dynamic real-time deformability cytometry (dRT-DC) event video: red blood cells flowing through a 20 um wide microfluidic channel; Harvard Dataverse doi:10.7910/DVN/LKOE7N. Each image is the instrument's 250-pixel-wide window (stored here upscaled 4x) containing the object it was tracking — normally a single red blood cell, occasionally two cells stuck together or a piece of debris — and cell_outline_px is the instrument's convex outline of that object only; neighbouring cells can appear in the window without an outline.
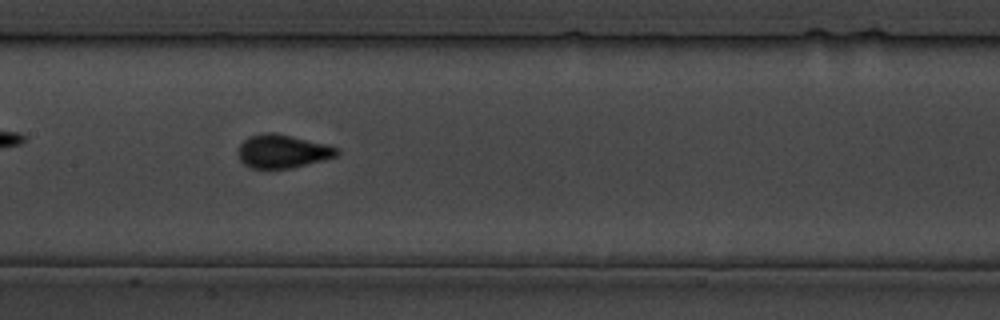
{"species": "common noctule bat (a hibernating species)", "species_latin": "Nyctalus noctula", "temperature_condition": "cold", "stored_images_in_passage": 26, "camera_frame_rate_fps": 3000, "um_per_image_px": 0.085, "animal": {"sex": "male", "body_mass_g": 19.5, "forearm_length_mm": 54.6}, "frame": {"image": 1, "passage_image": 8, "time_ms": 8.667, "image_size_px": [1000, 320], "cell_outline_px": [[340, 152], [336, 156], [324, 160], [292, 168], [248, 168], [240, 160], [236, 152], [240, 144], [248, 136], [264, 132], [276, 132], [328, 144], [340, 148]], "centroid_in_image_um": [24.01, 12.85], "position_along_channel_um": 183.4, "area_um2": 19.65}}
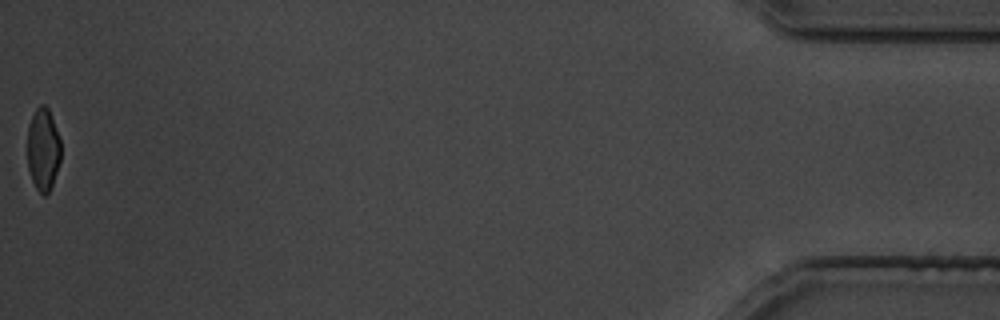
{"frame": {"image": 2, "passage_image": 26, "time_ms": 31.0, "image_size_px": [1000, 320], "cell_outline_px": [[60, 160], [52, 184], [48, 192], [44, 196], [36, 188], [32, 180], [28, 168], [28, 128], [32, 116], [36, 108], [40, 104], [44, 104], [48, 108], [60, 140]], "centroid_in_image_um": [3.66, 12.69], "position_along_channel_um": 431.5, "area_um2": 15.78}}